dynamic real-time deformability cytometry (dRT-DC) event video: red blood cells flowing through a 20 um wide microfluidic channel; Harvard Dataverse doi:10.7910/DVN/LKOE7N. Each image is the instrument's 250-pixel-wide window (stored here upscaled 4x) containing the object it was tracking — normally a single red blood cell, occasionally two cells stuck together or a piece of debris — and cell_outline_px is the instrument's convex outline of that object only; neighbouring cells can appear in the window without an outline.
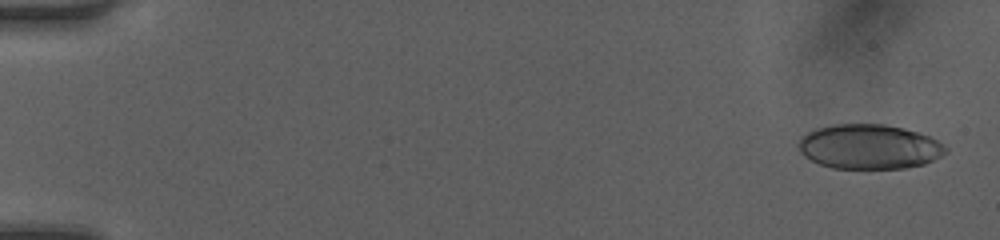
{"species": "human", "species_latin": "Homo sapiens", "temperature_condition": "room temperature", "stored_images_in_passage": 49, "camera_frame_rate_fps": 3000, "um_per_image_px": 0.085, "donor": {"sex": "female"}, "frame": {"image": 1, "passage_image": 2, "time_ms": 0.333, "image_size_px": [1000, 240], "cell_outline_px": [[948, 152], [924, 164], [904, 168], [832, 168], [820, 164], [804, 156], [800, 152], [800, 140], [808, 132], [816, 128], [832, 124], [884, 124], [904, 128], [920, 132], [936, 140], [948, 148]], "centroid_in_image_um": [73.9, 12.46], "position_along_channel_um": 11.1, "area_um2": 38.15}}
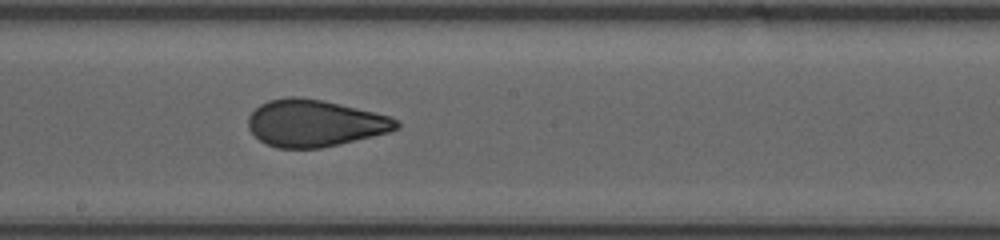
{"frame": {"image": 2, "passage_image": 28, "time_ms": 9.0, "image_size_px": [1000, 240], "cell_outline_px": [[400, 128], [388, 132], [372, 136], [320, 148], [276, 148], [260, 140], [248, 128], [248, 116], [260, 104], [268, 100], [288, 96], [296, 96], [324, 100], [392, 116], [400, 124]], "centroid_in_image_um": [26.75, 10.45], "position_along_channel_um": 221.5, "area_um2": 40.46}}
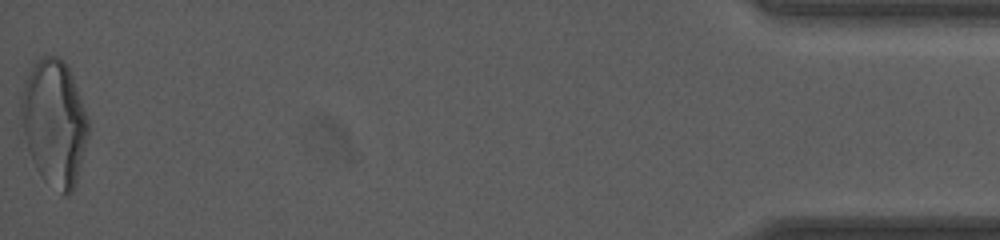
{"frame": {"image": 3, "passage_image": 49, "time_ms": 16.0, "image_size_px": [1000, 240], "cell_outline_px": [[88, 136], [76, 180], [72, 192], [68, 196], [64, 196], [44, 180], [40, 176], [36, 168], [28, 148], [24, 132], [20, 112], [20, 96], [28, 72], [36, 60], [40, 56], [56, 56], [68, 68], [72, 76], [88, 120]], "centroid_in_image_um": [4.59, 10.44], "position_along_channel_um": 430.6, "area_um2": 48.73}, "authors_computed_cell_mechanics": {"area_um2": 40.5178, "velocity_mm_per_s": 4.2493, "shape_relaxation_time_tau1_ms": 8.6874, "shape_relaxation_time_tau2_ms": 0.9514, "deformation_change_tau1": 0.2216, "deformation_change_tau2": 0.0779}}